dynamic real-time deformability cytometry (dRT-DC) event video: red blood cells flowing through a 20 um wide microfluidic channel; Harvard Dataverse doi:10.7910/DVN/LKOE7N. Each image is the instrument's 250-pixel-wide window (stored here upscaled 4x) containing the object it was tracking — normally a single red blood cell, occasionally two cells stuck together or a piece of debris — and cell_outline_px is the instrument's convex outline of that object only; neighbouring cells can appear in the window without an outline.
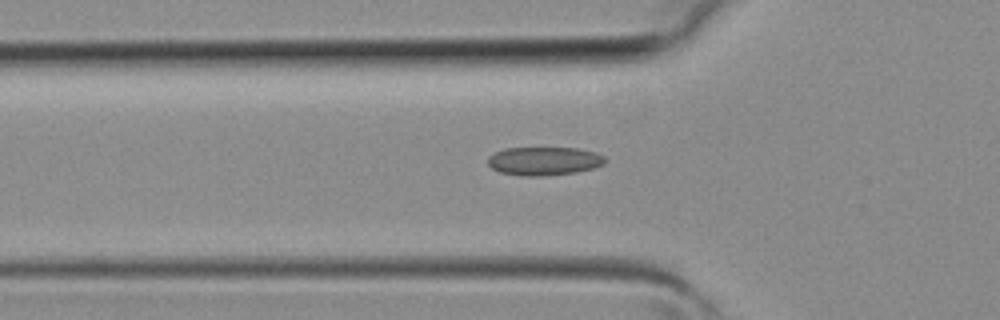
{"species": "common noctule bat (a hibernating species)", "species_latin": "Nyctalus noctula", "temperature_condition": "room temperature", "stored_images_in_passage": 5, "camera_frame_rate_fps": 3000, "um_per_image_px": 0.085, "animal": {"sex": "female", "body_mass_g": 19.3, "forearm_length_mm": 54.1}, "frame": {"image": 1, "passage_image": 5, "time_ms": 1.333, "image_size_px": [1000, 320], "cell_outline_px": [[608, 160], [604, 164], [592, 168], [576, 172], [544, 176], [520, 176], [500, 172], [492, 168], [488, 164], [488, 156], [504, 148], [576, 148], [596, 152], [604, 156]], "centroid_in_image_um": [46.25, 13.69], "position_along_channel_um": 79.5, "area_um2": 19.54}}